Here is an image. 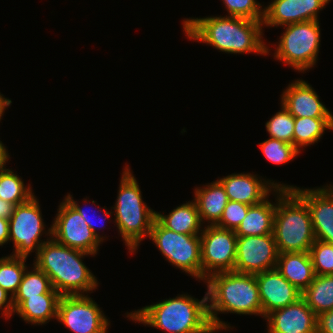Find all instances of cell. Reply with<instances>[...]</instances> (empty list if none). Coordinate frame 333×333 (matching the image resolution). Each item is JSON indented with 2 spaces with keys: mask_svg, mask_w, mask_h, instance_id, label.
Segmentation results:
<instances>
[{
  "mask_svg": "<svg viewBox=\"0 0 333 333\" xmlns=\"http://www.w3.org/2000/svg\"><path fill=\"white\" fill-rule=\"evenodd\" d=\"M182 24L188 39L208 44L221 52L263 56L270 52L263 40L264 26L260 21L220 15L185 18Z\"/></svg>",
  "mask_w": 333,
  "mask_h": 333,
  "instance_id": "cell-1",
  "label": "cell"
},
{
  "mask_svg": "<svg viewBox=\"0 0 333 333\" xmlns=\"http://www.w3.org/2000/svg\"><path fill=\"white\" fill-rule=\"evenodd\" d=\"M45 235L50 237L40 247L33 262L50 278L53 288L61 296L88 295L97 289V278L82 260L92 254L69 248L54 240L52 225Z\"/></svg>",
  "mask_w": 333,
  "mask_h": 333,
  "instance_id": "cell-2",
  "label": "cell"
},
{
  "mask_svg": "<svg viewBox=\"0 0 333 333\" xmlns=\"http://www.w3.org/2000/svg\"><path fill=\"white\" fill-rule=\"evenodd\" d=\"M204 283H207L208 315L215 332L232 328L220 320L219 313L262 316L255 274L219 272L210 275Z\"/></svg>",
  "mask_w": 333,
  "mask_h": 333,
  "instance_id": "cell-3",
  "label": "cell"
},
{
  "mask_svg": "<svg viewBox=\"0 0 333 333\" xmlns=\"http://www.w3.org/2000/svg\"><path fill=\"white\" fill-rule=\"evenodd\" d=\"M134 322L150 325L167 333H213L208 315L207 292L198 300L182 294L138 310L127 312Z\"/></svg>",
  "mask_w": 333,
  "mask_h": 333,
  "instance_id": "cell-4",
  "label": "cell"
},
{
  "mask_svg": "<svg viewBox=\"0 0 333 333\" xmlns=\"http://www.w3.org/2000/svg\"><path fill=\"white\" fill-rule=\"evenodd\" d=\"M120 179L117 200L114 211L102 208L104 217L108 220L114 213V222L117 225L129 253L138 250L139 244L145 237H149L150 230L156 219V211L149 208L142 199V191L128 164L124 166Z\"/></svg>",
  "mask_w": 333,
  "mask_h": 333,
  "instance_id": "cell-5",
  "label": "cell"
},
{
  "mask_svg": "<svg viewBox=\"0 0 333 333\" xmlns=\"http://www.w3.org/2000/svg\"><path fill=\"white\" fill-rule=\"evenodd\" d=\"M272 193L277 194L273 234L278 252H309L316 239L307 204L292 189L277 187Z\"/></svg>",
  "mask_w": 333,
  "mask_h": 333,
  "instance_id": "cell-6",
  "label": "cell"
},
{
  "mask_svg": "<svg viewBox=\"0 0 333 333\" xmlns=\"http://www.w3.org/2000/svg\"><path fill=\"white\" fill-rule=\"evenodd\" d=\"M283 28L285 32L279 37L274 58L301 73L313 68L320 50L319 20L293 23Z\"/></svg>",
  "mask_w": 333,
  "mask_h": 333,
  "instance_id": "cell-7",
  "label": "cell"
},
{
  "mask_svg": "<svg viewBox=\"0 0 333 333\" xmlns=\"http://www.w3.org/2000/svg\"><path fill=\"white\" fill-rule=\"evenodd\" d=\"M171 265L202 280L200 235L171 231L155 219L149 237Z\"/></svg>",
  "mask_w": 333,
  "mask_h": 333,
  "instance_id": "cell-8",
  "label": "cell"
},
{
  "mask_svg": "<svg viewBox=\"0 0 333 333\" xmlns=\"http://www.w3.org/2000/svg\"><path fill=\"white\" fill-rule=\"evenodd\" d=\"M39 200L32 196L27 202L17 205L9 219V241L13 242L15 257L28 256L35 252L38 255L40 247L46 242L41 240L45 232Z\"/></svg>",
  "mask_w": 333,
  "mask_h": 333,
  "instance_id": "cell-9",
  "label": "cell"
},
{
  "mask_svg": "<svg viewBox=\"0 0 333 333\" xmlns=\"http://www.w3.org/2000/svg\"><path fill=\"white\" fill-rule=\"evenodd\" d=\"M200 242L202 281L215 273L234 271L237 248L234 230L203 226Z\"/></svg>",
  "mask_w": 333,
  "mask_h": 333,
  "instance_id": "cell-10",
  "label": "cell"
},
{
  "mask_svg": "<svg viewBox=\"0 0 333 333\" xmlns=\"http://www.w3.org/2000/svg\"><path fill=\"white\" fill-rule=\"evenodd\" d=\"M88 295L61 296L57 320L74 333H108L110 321Z\"/></svg>",
  "mask_w": 333,
  "mask_h": 333,
  "instance_id": "cell-11",
  "label": "cell"
},
{
  "mask_svg": "<svg viewBox=\"0 0 333 333\" xmlns=\"http://www.w3.org/2000/svg\"><path fill=\"white\" fill-rule=\"evenodd\" d=\"M58 207L52 222V238L64 246L90 253L94 257L102 241L65 199Z\"/></svg>",
  "mask_w": 333,
  "mask_h": 333,
  "instance_id": "cell-12",
  "label": "cell"
},
{
  "mask_svg": "<svg viewBox=\"0 0 333 333\" xmlns=\"http://www.w3.org/2000/svg\"><path fill=\"white\" fill-rule=\"evenodd\" d=\"M274 234L237 237L234 271L257 274L274 269L278 260Z\"/></svg>",
  "mask_w": 333,
  "mask_h": 333,
  "instance_id": "cell-13",
  "label": "cell"
},
{
  "mask_svg": "<svg viewBox=\"0 0 333 333\" xmlns=\"http://www.w3.org/2000/svg\"><path fill=\"white\" fill-rule=\"evenodd\" d=\"M292 190L307 204L315 239L333 244V185Z\"/></svg>",
  "mask_w": 333,
  "mask_h": 333,
  "instance_id": "cell-14",
  "label": "cell"
},
{
  "mask_svg": "<svg viewBox=\"0 0 333 333\" xmlns=\"http://www.w3.org/2000/svg\"><path fill=\"white\" fill-rule=\"evenodd\" d=\"M330 0H273L264 7L263 26L279 27L304 21L319 20Z\"/></svg>",
  "mask_w": 333,
  "mask_h": 333,
  "instance_id": "cell-15",
  "label": "cell"
},
{
  "mask_svg": "<svg viewBox=\"0 0 333 333\" xmlns=\"http://www.w3.org/2000/svg\"><path fill=\"white\" fill-rule=\"evenodd\" d=\"M218 180L224 186L229 200L246 205H255L262 202L277 187L293 188V185L279 184V182H272V180H266L251 173H232Z\"/></svg>",
  "mask_w": 333,
  "mask_h": 333,
  "instance_id": "cell-16",
  "label": "cell"
},
{
  "mask_svg": "<svg viewBox=\"0 0 333 333\" xmlns=\"http://www.w3.org/2000/svg\"><path fill=\"white\" fill-rule=\"evenodd\" d=\"M267 333H316L317 315L301 297L295 303L273 310L265 317Z\"/></svg>",
  "mask_w": 333,
  "mask_h": 333,
  "instance_id": "cell-17",
  "label": "cell"
},
{
  "mask_svg": "<svg viewBox=\"0 0 333 333\" xmlns=\"http://www.w3.org/2000/svg\"><path fill=\"white\" fill-rule=\"evenodd\" d=\"M255 276L262 305V317L301 298V292L276 268L259 272Z\"/></svg>",
  "mask_w": 333,
  "mask_h": 333,
  "instance_id": "cell-18",
  "label": "cell"
},
{
  "mask_svg": "<svg viewBox=\"0 0 333 333\" xmlns=\"http://www.w3.org/2000/svg\"><path fill=\"white\" fill-rule=\"evenodd\" d=\"M280 104L294 117L333 118L314 88L302 79L289 83L283 90Z\"/></svg>",
  "mask_w": 333,
  "mask_h": 333,
  "instance_id": "cell-19",
  "label": "cell"
},
{
  "mask_svg": "<svg viewBox=\"0 0 333 333\" xmlns=\"http://www.w3.org/2000/svg\"><path fill=\"white\" fill-rule=\"evenodd\" d=\"M194 191V201L197 205L201 222L207 221L208 226H215L229 202L224 186L217 179L210 184L203 185V187L195 188Z\"/></svg>",
  "mask_w": 333,
  "mask_h": 333,
  "instance_id": "cell-20",
  "label": "cell"
},
{
  "mask_svg": "<svg viewBox=\"0 0 333 333\" xmlns=\"http://www.w3.org/2000/svg\"><path fill=\"white\" fill-rule=\"evenodd\" d=\"M276 269L301 293L315 277L309 252L279 253Z\"/></svg>",
  "mask_w": 333,
  "mask_h": 333,
  "instance_id": "cell-21",
  "label": "cell"
},
{
  "mask_svg": "<svg viewBox=\"0 0 333 333\" xmlns=\"http://www.w3.org/2000/svg\"><path fill=\"white\" fill-rule=\"evenodd\" d=\"M156 219L165 228L177 233L200 235L203 231V223L194 200L176 206L168 215L156 212Z\"/></svg>",
  "mask_w": 333,
  "mask_h": 333,
  "instance_id": "cell-22",
  "label": "cell"
},
{
  "mask_svg": "<svg viewBox=\"0 0 333 333\" xmlns=\"http://www.w3.org/2000/svg\"><path fill=\"white\" fill-rule=\"evenodd\" d=\"M269 196L262 202L250 205L246 217L235 230L237 237L259 236L273 233L276 203Z\"/></svg>",
  "mask_w": 333,
  "mask_h": 333,
  "instance_id": "cell-23",
  "label": "cell"
},
{
  "mask_svg": "<svg viewBox=\"0 0 333 333\" xmlns=\"http://www.w3.org/2000/svg\"><path fill=\"white\" fill-rule=\"evenodd\" d=\"M60 294H39L26 299L15 311L21 319L31 325H42L51 319L57 320Z\"/></svg>",
  "mask_w": 333,
  "mask_h": 333,
  "instance_id": "cell-24",
  "label": "cell"
},
{
  "mask_svg": "<svg viewBox=\"0 0 333 333\" xmlns=\"http://www.w3.org/2000/svg\"><path fill=\"white\" fill-rule=\"evenodd\" d=\"M301 297L317 316L333 310V274L315 275L311 284L301 293Z\"/></svg>",
  "mask_w": 333,
  "mask_h": 333,
  "instance_id": "cell-25",
  "label": "cell"
},
{
  "mask_svg": "<svg viewBox=\"0 0 333 333\" xmlns=\"http://www.w3.org/2000/svg\"><path fill=\"white\" fill-rule=\"evenodd\" d=\"M327 129L333 130V118L294 117V147L301 152V148L318 143Z\"/></svg>",
  "mask_w": 333,
  "mask_h": 333,
  "instance_id": "cell-26",
  "label": "cell"
},
{
  "mask_svg": "<svg viewBox=\"0 0 333 333\" xmlns=\"http://www.w3.org/2000/svg\"><path fill=\"white\" fill-rule=\"evenodd\" d=\"M32 270L26 269L18 291L13 296L14 311L29 297L39 294H59L52 286L50 278L34 263Z\"/></svg>",
  "mask_w": 333,
  "mask_h": 333,
  "instance_id": "cell-27",
  "label": "cell"
},
{
  "mask_svg": "<svg viewBox=\"0 0 333 333\" xmlns=\"http://www.w3.org/2000/svg\"><path fill=\"white\" fill-rule=\"evenodd\" d=\"M34 193L12 169H0V198L15 206L27 202Z\"/></svg>",
  "mask_w": 333,
  "mask_h": 333,
  "instance_id": "cell-28",
  "label": "cell"
},
{
  "mask_svg": "<svg viewBox=\"0 0 333 333\" xmlns=\"http://www.w3.org/2000/svg\"><path fill=\"white\" fill-rule=\"evenodd\" d=\"M26 259L12 255L0 258V287L12 297L18 291L23 275L28 268L25 264Z\"/></svg>",
  "mask_w": 333,
  "mask_h": 333,
  "instance_id": "cell-29",
  "label": "cell"
},
{
  "mask_svg": "<svg viewBox=\"0 0 333 333\" xmlns=\"http://www.w3.org/2000/svg\"><path fill=\"white\" fill-rule=\"evenodd\" d=\"M270 138L293 145L294 116L281 104V110L274 114L265 124Z\"/></svg>",
  "mask_w": 333,
  "mask_h": 333,
  "instance_id": "cell-30",
  "label": "cell"
},
{
  "mask_svg": "<svg viewBox=\"0 0 333 333\" xmlns=\"http://www.w3.org/2000/svg\"><path fill=\"white\" fill-rule=\"evenodd\" d=\"M259 147L265 158L276 165L286 164L297 158L300 153L294 145L274 138L261 142Z\"/></svg>",
  "mask_w": 333,
  "mask_h": 333,
  "instance_id": "cell-31",
  "label": "cell"
},
{
  "mask_svg": "<svg viewBox=\"0 0 333 333\" xmlns=\"http://www.w3.org/2000/svg\"><path fill=\"white\" fill-rule=\"evenodd\" d=\"M309 253L315 275L333 274V244L315 240Z\"/></svg>",
  "mask_w": 333,
  "mask_h": 333,
  "instance_id": "cell-32",
  "label": "cell"
},
{
  "mask_svg": "<svg viewBox=\"0 0 333 333\" xmlns=\"http://www.w3.org/2000/svg\"><path fill=\"white\" fill-rule=\"evenodd\" d=\"M228 16L263 22L264 8L257 0H222Z\"/></svg>",
  "mask_w": 333,
  "mask_h": 333,
  "instance_id": "cell-33",
  "label": "cell"
},
{
  "mask_svg": "<svg viewBox=\"0 0 333 333\" xmlns=\"http://www.w3.org/2000/svg\"><path fill=\"white\" fill-rule=\"evenodd\" d=\"M249 207L250 205L229 200L219 222L215 226L235 231L246 217Z\"/></svg>",
  "mask_w": 333,
  "mask_h": 333,
  "instance_id": "cell-34",
  "label": "cell"
},
{
  "mask_svg": "<svg viewBox=\"0 0 333 333\" xmlns=\"http://www.w3.org/2000/svg\"><path fill=\"white\" fill-rule=\"evenodd\" d=\"M64 199L71 205V206H73V208L74 209H76L78 212H79V214L85 219V222L89 225V227H90V229L93 231V233L97 236V238H99L102 242L105 240V238H106V236L104 237V236H101L100 235V232H98L99 231V229H100V227L98 228L97 226H96V224L94 225L93 223V221L94 220H92L90 217H89V213H88V211L86 210H84L82 207H80V205L77 203V201H75L74 199H73V197H72V195H70V194H67L65 197H64ZM90 212V211H89ZM94 214L95 215H97L96 214V212H94ZM93 216V215H92ZM95 220H97V219H95ZM101 220H104V223H105V220L106 219H101ZM104 229V227H101V229ZM97 229V230H96Z\"/></svg>",
  "mask_w": 333,
  "mask_h": 333,
  "instance_id": "cell-35",
  "label": "cell"
},
{
  "mask_svg": "<svg viewBox=\"0 0 333 333\" xmlns=\"http://www.w3.org/2000/svg\"><path fill=\"white\" fill-rule=\"evenodd\" d=\"M316 333H333V310L320 313L317 316Z\"/></svg>",
  "mask_w": 333,
  "mask_h": 333,
  "instance_id": "cell-36",
  "label": "cell"
},
{
  "mask_svg": "<svg viewBox=\"0 0 333 333\" xmlns=\"http://www.w3.org/2000/svg\"><path fill=\"white\" fill-rule=\"evenodd\" d=\"M0 310L1 316L9 319L12 314L14 315V306H13V297L6 292L3 288L0 287Z\"/></svg>",
  "mask_w": 333,
  "mask_h": 333,
  "instance_id": "cell-37",
  "label": "cell"
},
{
  "mask_svg": "<svg viewBox=\"0 0 333 333\" xmlns=\"http://www.w3.org/2000/svg\"><path fill=\"white\" fill-rule=\"evenodd\" d=\"M9 242V220L0 218V246Z\"/></svg>",
  "mask_w": 333,
  "mask_h": 333,
  "instance_id": "cell-38",
  "label": "cell"
},
{
  "mask_svg": "<svg viewBox=\"0 0 333 333\" xmlns=\"http://www.w3.org/2000/svg\"><path fill=\"white\" fill-rule=\"evenodd\" d=\"M15 205L0 198V218L10 219Z\"/></svg>",
  "mask_w": 333,
  "mask_h": 333,
  "instance_id": "cell-39",
  "label": "cell"
},
{
  "mask_svg": "<svg viewBox=\"0 0 333 333\" xmlns=\"http://www.w3.org/2000/svg\"><path fill=\"white\" fill-rule=\"evenodd\" d=\"M9 153L6 149V146H4V144L2 143V141L0 140V169H4L6 163L9 160Z\"/></svg>",
  "mask_w": 333,
  "mask_h": 333,
  "instance_id": "cell-40",
  "label": "cell"
},
{
  "mask_svg": "<svg viewBox=\"0 0 333 333\" xmlns=\"http://www.w3.org/2000/svg\"><path fill=\"white\" fill-rule=\"evenodd\" d=\"M11 103L12 101L10 99L3 97V94L0 93V121L5 110L11 105Z\"/></svg>",
  "mask_w": 333,
  "mask_h": 333,
  "instance_id": "cell-41",
  "label": "cell"
}]
</instances>
